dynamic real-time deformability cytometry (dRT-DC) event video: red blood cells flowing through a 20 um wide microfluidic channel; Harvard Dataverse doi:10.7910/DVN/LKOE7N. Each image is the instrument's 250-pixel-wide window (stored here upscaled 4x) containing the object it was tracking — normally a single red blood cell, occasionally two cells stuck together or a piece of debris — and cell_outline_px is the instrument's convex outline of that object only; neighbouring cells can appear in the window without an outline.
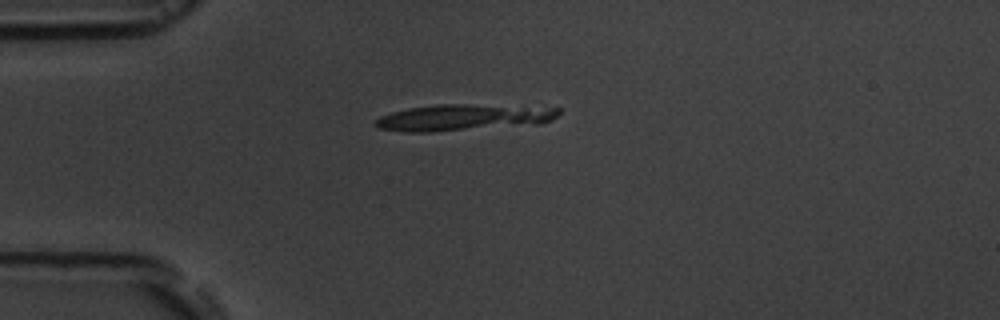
{"species": "common noctule bat (a hibernating species)", "species_latin": "Nyctalus noctula", "temperature_condition": "room temperature", "stored_images_in_passage": 2, "camera_frame_rate_fps": 3000, "um_per_image_px": 0.085, "animal": {"sex": "male", "body_mass_g": 19.5, "forearm_length_mm": 54.6}, "frame": {"image": 1, "passage_image": 1, "time_ms": 0.0, "image_size_px": [1000, 320], "cell_outline_px": [[560, 112], [552, 120], [540, 124], [432, 132], [404, 132], [380, 128], [372, 124], [380, 116], [392, 112], [408, 108], [436, 104], [464, 104], [560, 108]], "centroid_in_image_um": [39.37, 9.99], "position_along_channel_um": 45.6, "area_um2": 28.15}}